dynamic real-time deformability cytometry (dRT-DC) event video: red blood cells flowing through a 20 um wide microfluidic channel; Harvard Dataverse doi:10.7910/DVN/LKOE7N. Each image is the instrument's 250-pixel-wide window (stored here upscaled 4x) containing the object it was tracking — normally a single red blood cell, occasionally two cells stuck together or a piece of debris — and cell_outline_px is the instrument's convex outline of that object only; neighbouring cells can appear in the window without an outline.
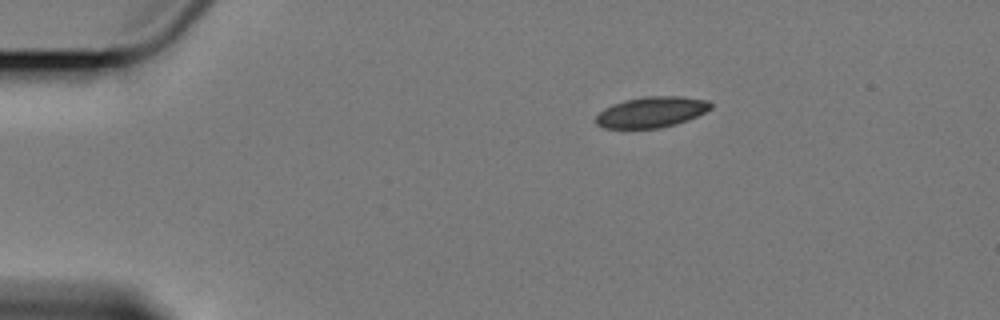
{"species": "Egyptian fruit bat (a non-hibernating species)", "species_latin": "Rousettus aegyptiacus", "temperature_condition": "cold", "stored_images_in_passage": 3, "camera_frame_rate_fps": 3000, "um_per_image_px": 0.085, "animal": {"sex": "female"}, "frame": {"image": 1, "passage_image": 1, "time_ms": 0.0, "image_size_px": [1000, 320], "cell_outline_px": [[712, 108], [688, 120], [676, 124], [660, 128], [604, 128], [596, 124], [596, 116], [604, 108], [612, 104], [624, 100], [644, 96], [680, 96], [708, 100], [712, 104]], "centroid_in_image_um": [55.37, 9.52], "position_along_channel_um": 29.6, "area_um2": 20.63}}